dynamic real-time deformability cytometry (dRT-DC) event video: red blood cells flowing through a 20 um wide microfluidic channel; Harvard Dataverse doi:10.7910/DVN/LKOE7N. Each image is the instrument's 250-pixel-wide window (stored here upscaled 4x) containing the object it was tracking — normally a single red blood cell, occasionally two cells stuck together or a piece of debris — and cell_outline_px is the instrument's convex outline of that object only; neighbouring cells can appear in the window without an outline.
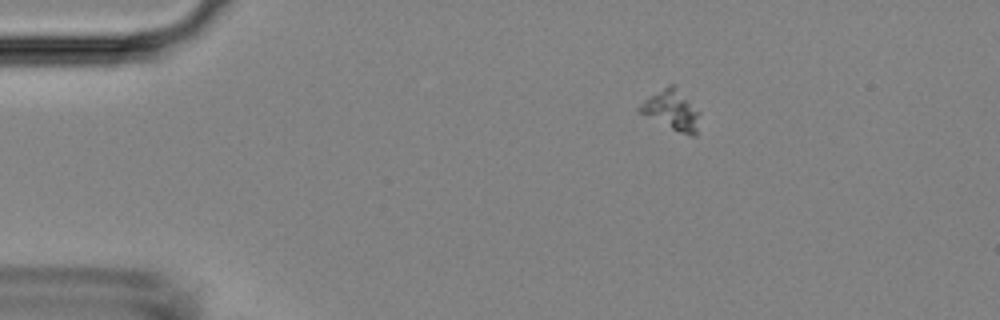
{"species": "Egyptian fruit bat (a non-hibernating species)", "species_latin": "Rousettus aegyptiacus", "temperature_condition": "room temperature", "stored_images_in_passage": 5, "camera_frame_rate_fps": 3000, "um_per_image_px": 0.085, "animal": {"sex": "female"}, "frame": {"image": 1, "passage_image": 2, "time_ms": 1.333, "image_size_px": [1000, 320], "cell_outline_px": [[700, 112], [696, 136], [688, 136], [640, 112], [636, 108], [644, 100], [668, 84], [672, 84]], "centroid_in_image_um": [57.11, 9.37], "position_along_channel_um": 27.9, "area_um2": 13.41}}
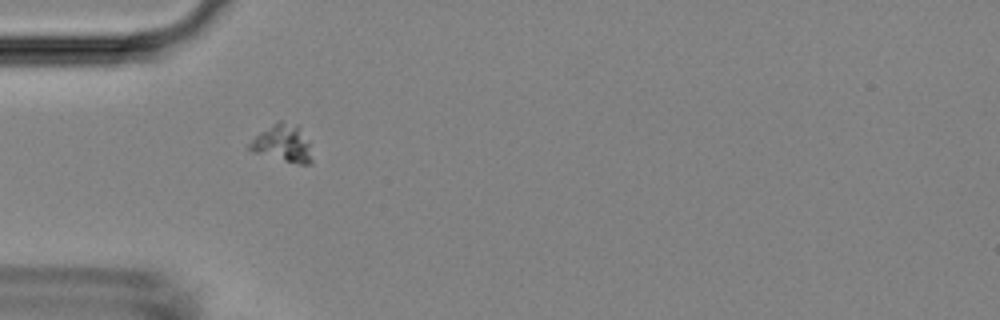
{"frame": {"image": 2, "passage_image": 4, "time_ms": 3.667, "image_size_px": [1000, 320], "cell_outline_px": [[312, 164], [300, 164], [252, 152], [248, 148], [248, 144], [260, 132], [280, 120], [296, 124], [300, 128], [308, 144], [312, 160]], "centroid_in_image_um": [24.02, 12.18], "position_along_channel_um": 61.0, "area_um2": 13.18}}